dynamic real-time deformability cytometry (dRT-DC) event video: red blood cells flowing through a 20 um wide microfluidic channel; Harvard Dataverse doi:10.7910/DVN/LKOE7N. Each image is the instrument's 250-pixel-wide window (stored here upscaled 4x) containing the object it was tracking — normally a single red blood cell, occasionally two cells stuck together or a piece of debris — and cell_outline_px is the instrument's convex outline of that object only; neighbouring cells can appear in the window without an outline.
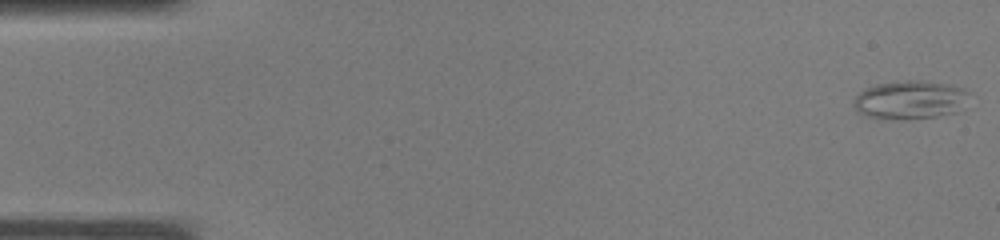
{"species": "common noctule bat (a hibernating species)", "species_latin": "Nyctalus noctula", "temperature_condition": "warm", "stored_images_in_passage": 37, "camera_frame_rate_fps": 3000, "um_per_image_px": 0.085, "animal": {"sex": "male", "body_mass_g": 19.0, "forearm_length_mm": 50.8}, "frame": {"image": 1, "passage_image": 1, "time_ms": 0.0, "image_size_px": [1000, 240], "cell_outline_px": [[972, 92], [956, 112], [936, 116], [908, 120], [904, 120], [868, 116], [860, 112], [852, 104], [852, 100], [864, 88], [876, 84], [896, 80], [916, 80], [948, 84], [964, 88]], "centroid_in_image_um": [77.35, 8.47], "position_along_channel_um": 7.7, "area_um2": 26.01}}
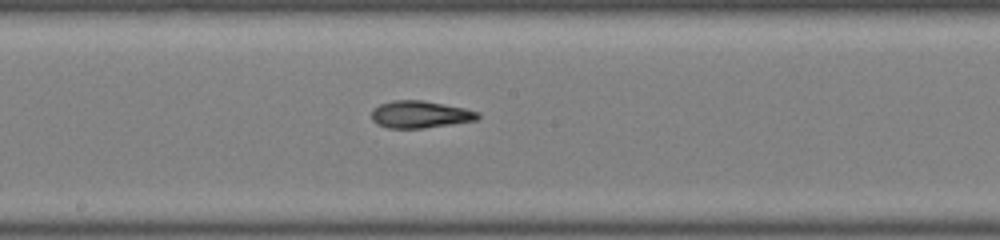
{"frame": {"image": 2, "passage_image": 20, "time_ms": 6.333, "image_size_px": [1000, 240], "cell_outline_px": [[480, 116], [476, 120], [452, 124], [424, 128], [388, 128], [376, 124], [372, 120], [372, 108], [380, 104], [392, 100], [420, 100], [464, 108], [480, 112]], "centroid_in_image_um": [35.68, 9.73], "position_along_channel_um": 212.5, "area_um2": 16.82}}
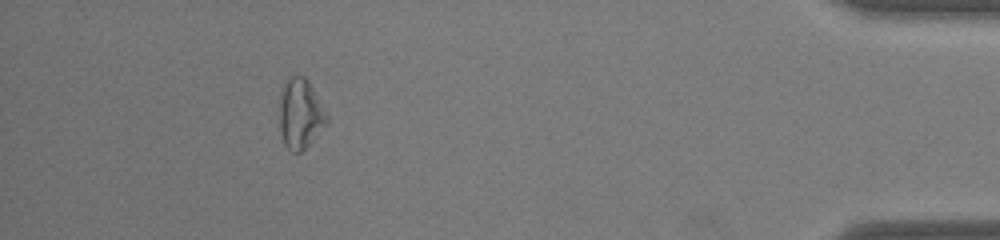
{"frame": {"image": 3, "passage_image": 34, "time_ms": 11.0, "image_size_px": [1000, 240], "cell_outline_px": [[328, 120], [312, 140], [300, 152], [292, 152], [284, 144], [280, 132], [280, 96], [284, 84], [288, 76], [304, 76], [308, 80], [328, 112]], "centroid_in_image_um": [25.53, 9.64], "position_along_channel_um": 409.7, "area_um2": 19.19}}